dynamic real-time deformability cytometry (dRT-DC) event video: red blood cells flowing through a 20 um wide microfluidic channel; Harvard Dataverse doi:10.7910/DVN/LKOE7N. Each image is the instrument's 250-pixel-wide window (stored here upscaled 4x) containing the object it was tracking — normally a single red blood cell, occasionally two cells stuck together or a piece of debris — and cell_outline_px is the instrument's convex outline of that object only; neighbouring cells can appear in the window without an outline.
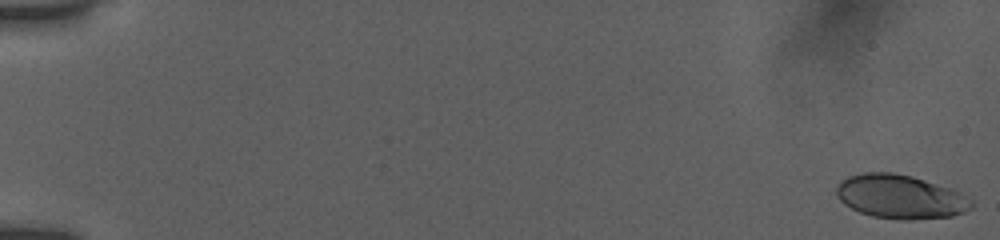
{"species": "human", "species_latin": "Homo sapiens", "temperature_condition": "room temperature", "stored_images_in_passage": 33, "camera_frame_rate_fps": 3000, "um_per_image_px": 0.085, "donor": {"sex": "female"}, "frame": {"image": 1, "passage_image": 1, "time_ms": 0.0, "image_size_px": [1000, 240], "cell_outline_px": [[972, 208], [964, 212], [952, 216], [912, 220], [900, 220], [872, 216], [860, 212], [844, 204], [836, 196], [836, 184], [840, 180], [848, 176], [864, 172], [892, 172], [912, 176], [960, 192], [972, 200]], "centroid_in_image_um": [76.49, 16.72], "position_along_channel_um": 8.5, "area_um2": 34.62}}
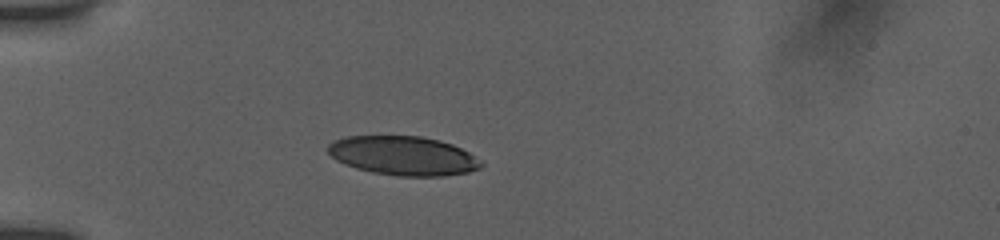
{"frame": {"image": 2, "passage_image": 33, "time_ms": 5.333, "image_size_px": [1000, 240], "cell_outline_px": [[484, 164], [480, 168], [468, 172], [444, 176], [396, 176], [372, 172], [356, 168], [344, 164], [336, 160], [328, 152], [328, 144], [332, 140], [348, 136], [420, 136], [440, 140], [452, 144], [468, 152]], "centroid_in_image_um": [34.25, 13.24], "position_along_channel_um": 50.7, "area_um2": 34.91}}